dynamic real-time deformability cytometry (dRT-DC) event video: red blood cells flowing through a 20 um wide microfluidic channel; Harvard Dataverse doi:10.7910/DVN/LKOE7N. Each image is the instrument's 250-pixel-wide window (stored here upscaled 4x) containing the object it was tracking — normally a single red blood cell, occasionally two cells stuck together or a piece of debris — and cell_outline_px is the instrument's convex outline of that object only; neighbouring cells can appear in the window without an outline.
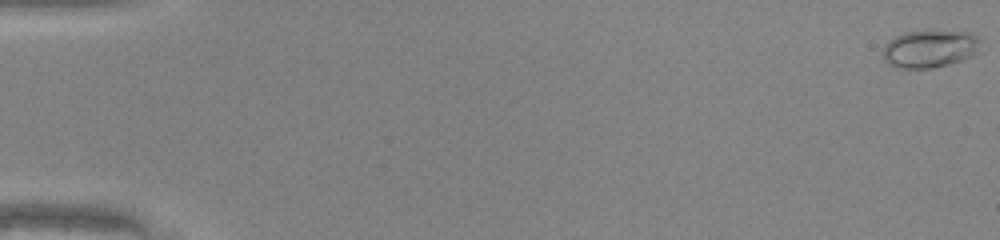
{"species": "common noctule bat (a hibernating species)", "species_latin": "Nyctalus noctula", "temperature_condition": "warm", "stored_images_in_passage": 50, "camera_frame_rate_fps": 3000, "um_per_image_px": 0.085, "animal": {"sex": "male", "body_mass_g": 20.0, "forearm_length_mm": 53.3}, "frame": {"image": 1, "passage_image": 1, "time_ms": 0.0, "image_size_px": [1000, 240], "cell_outline_px": [[980, 40], [976, 52], [972, 56], [948, 64], [932, 68], [896, 68], [888, 64], [884, 60], [884, 44], [888, 40], [904, 32], [968, 32], [976, 36]], "centroid_in_image_um": [78.98, 4.17], "position_along_channel_um": 6.0, "area_um2": 20.98}}
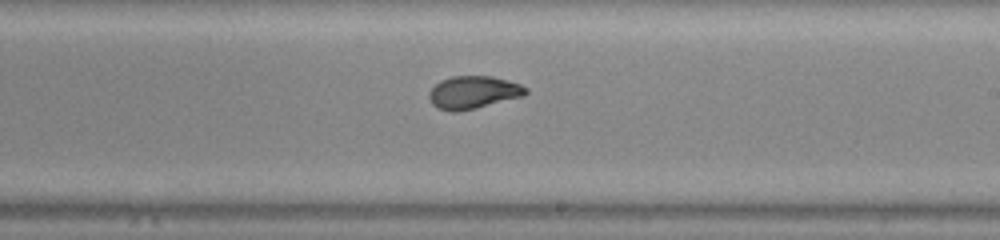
{"frame": {"image": 2, "passage_image": 31, "time_ms": 10.0, "image_size_px": [1000, 240], "cell_outline_px": [[528, 92], [524, 96], [476, 108], [456, 112], [452, 112], [436, 108], [432, 104], [428, 96], [428, 92], [440, 80], [452, 76], [492, 76], [520, 84], [528, 88]], "centroid_in_image_um": [40.21, 7.85], "position_along_channel_um": 248.8, "area_um2": 18.55}}
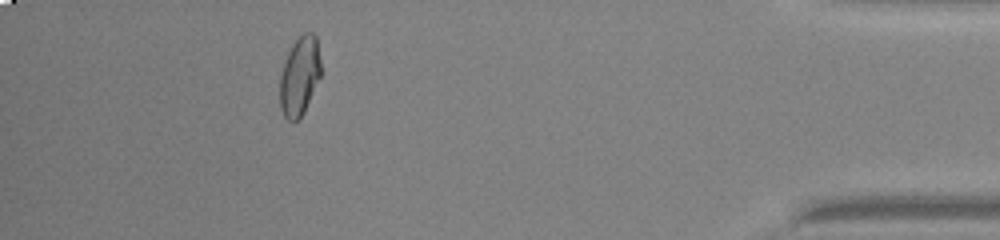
{"frame": {"image": 3, "passage_image": 46, "time_ms": 15.0, "image_size_px": [1000, 240], "cell_outline_px": [[320, 76], [304, 112], [296, 120], [288, 120], [284, 116], [280, 108], [280, 76], [288, 52], [292, 44], [304, 32], [312, 32], [316, 36], [320, 60]], "centroid_in_image_um": [25.46, 6.45], "position_along_channel_um": 409.7, "area_um2": 18.55}, "authors_computed_cell_mechanics": {"area_um2": 18.785, "velocity_mm_per_s": 4.2296, "shape_relaxation_time_tau1_ms": 8.564, "shape_relaxation_time_tau2_ms": 0.8381, "deformation_change_tau1": 0.3122, "deformation_change_tau2": 0.044}}